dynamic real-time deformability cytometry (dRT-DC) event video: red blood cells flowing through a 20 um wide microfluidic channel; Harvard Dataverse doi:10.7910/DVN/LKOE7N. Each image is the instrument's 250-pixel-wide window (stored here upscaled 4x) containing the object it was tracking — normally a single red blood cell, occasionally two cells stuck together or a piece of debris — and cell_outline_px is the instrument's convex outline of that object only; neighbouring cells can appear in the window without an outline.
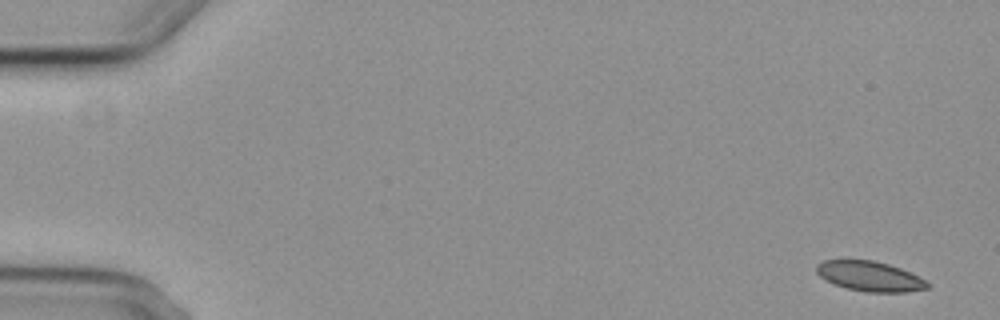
{"species": "common noctule bat (a hibernating species)", "species_latin": "Nyctalus noctula", "temperature_condition": "cold", "stored_images_in_passage": 6, "camera_frame_rate_fps": 3000, "um_per_image_px": 0.085, "animal": {"sex": "female", "body_mass_g": 29.2, "forearm_length_mm": 56.3}, "frame": {"image": 1, "passage_image": 1, "time_ms": 0.0, "image_size_px": [1000, 320], "cell_outline_px": [[932, 284], [928, 288], [908, 292], [868, 292], [848, 288], [836, 284], [820, 276], [816, 272], [816, 264], [824, 260], [872, 260], [888, 264], [900, 268], [920, 276]], "centroid_in_image_um": [73.99, 23.48], "position_along_channel_um": 11.0, "area_um2": 19.31}}
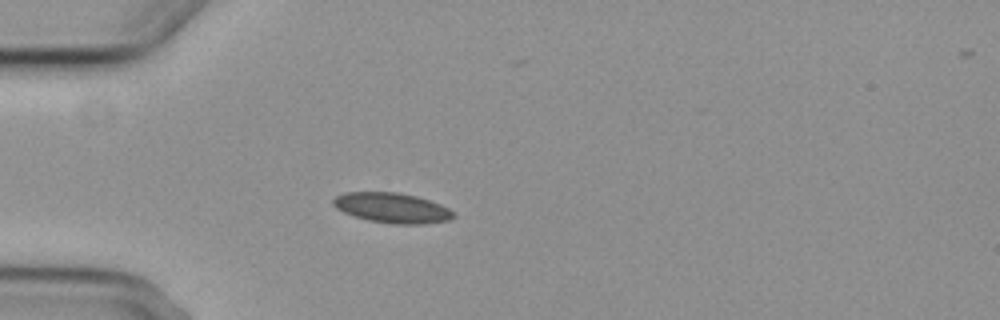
{"frame": {"image": 2, "passage_image": 5, "time_ms": 4.667, "image_size_px": [1000, 320], "cell_outline_px": [[456, 216], [448, 220], [424, 224], [392, 224], [368, 220], [344, 212], [336, 208], [332, 204], [332, 200], [336, 196], [344, 192], [396, 192], [416, 196], [440, 204], [456, 212]], "centroid_in_image_um": [33.34, 17.67], "position_along_channel_um": 51.7, "area_um2": 21.1}}